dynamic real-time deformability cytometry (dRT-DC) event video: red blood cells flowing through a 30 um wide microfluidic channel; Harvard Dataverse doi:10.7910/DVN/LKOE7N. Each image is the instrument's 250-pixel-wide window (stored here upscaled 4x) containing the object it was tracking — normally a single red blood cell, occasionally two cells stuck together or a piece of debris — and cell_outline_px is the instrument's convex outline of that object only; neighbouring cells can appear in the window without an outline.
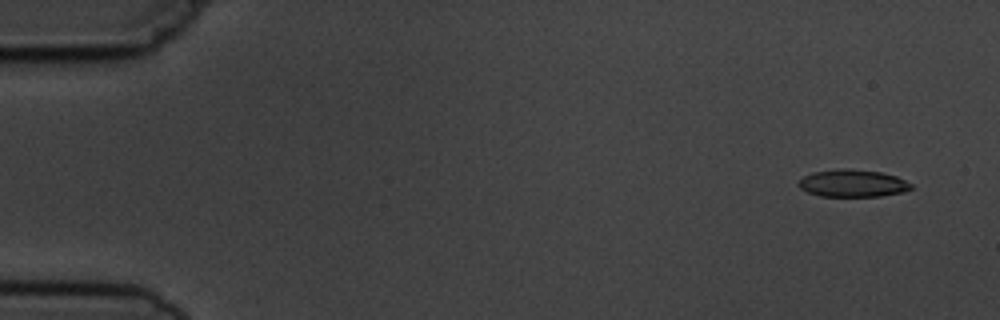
{"species": "common noctule bat (a hibernating species)", "species_latin": "Nyctalus noctula", "temperature_condition": "cold", "stored_images_in_passage": 10, "camera_frame_rate_fps": 3000, "um_per_image_px": 0.085, "animal": {"sex": "male", "body_mass_g": 19.5, "forearm_length_mm": 54.6}, "frame": {"image": 1, "passage_image": 2, "time_ms": 1.0, "image_size_px": [1000, 320], "cell_outline_px": [[912, 188], [904, 192], [880, 196], [820, 196], [808, 192], [800, 188], [796, 184], [804, 176], [812, 172], [840, 168], [880, 172], [896, 176], [912, 184]], "centroid_in_image_um": [72.46, 15.58], "position_along_channel_um": 12.5, "area_um2": 17.86}}
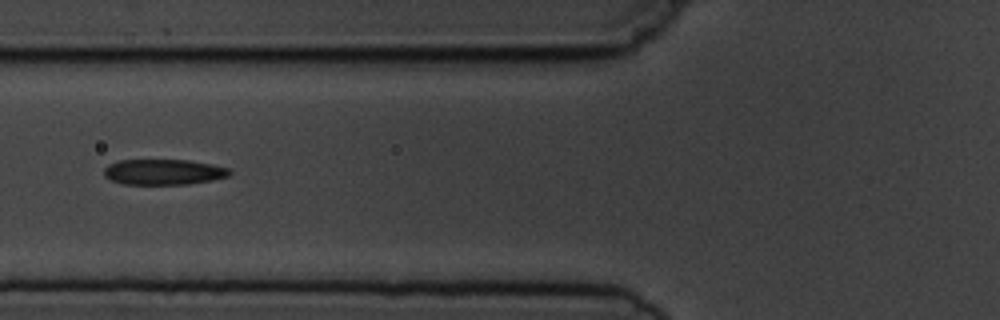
{"frame": {"image": 2, "passage_image": 7, "time_ms": 7.0, "image_size_px": [1000, 320], "cell_outline_px": [[232, 172], [228, 176], [212, 180], [188, 184], [124, 184], [112, 180], [104, 176], [104, 168], [108, 164], [120, 160], [188, 160], [212, 164], [228, 168]], "centroid_in_image_um": [13.9, 14.61], "position_along_channel_um": 111.9, "area_um2": 18.67}}
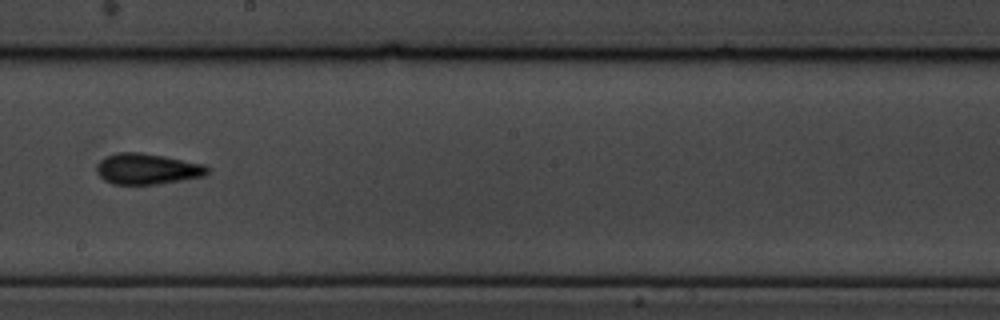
{"frame": {"image": 3, "passage_image": 10, "time_ms": 10.333, "image_size_px": [1000, 320], "cell_outline_px": [[208, 172], [204, 176], [156, 184], [112, 184], [104, 180], [96, 172], [96, 164], [104, 156], [116, 152], [140, 152], [164, 156], [204, 164], [208, 168]], "centroid_in_image_um": [12.46, 14.34], "position_along_channel_um": 235.7, "area_um2": 19.94}}